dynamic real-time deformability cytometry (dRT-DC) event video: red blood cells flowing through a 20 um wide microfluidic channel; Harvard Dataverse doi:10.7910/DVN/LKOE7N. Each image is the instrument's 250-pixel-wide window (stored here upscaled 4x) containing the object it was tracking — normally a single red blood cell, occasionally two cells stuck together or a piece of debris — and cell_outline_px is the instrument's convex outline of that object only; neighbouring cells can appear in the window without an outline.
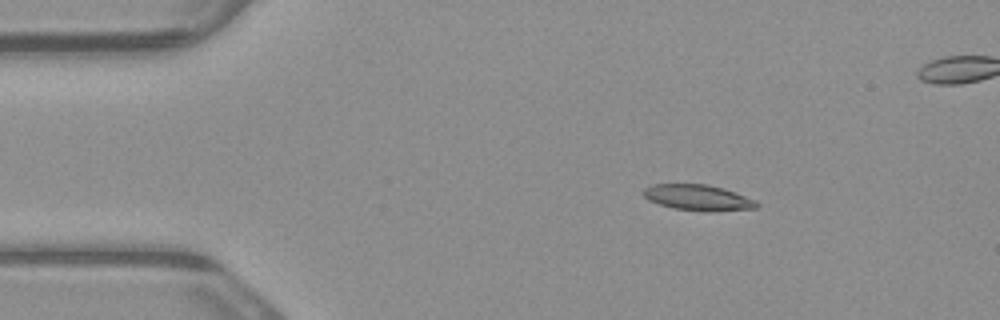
{"species": "common noctule bat (a hibernating species)", "species_latin": "Nyctalus noctula", "temperature_condition": "warm", "stored_images_in_passage": 5, "camera_frame_rate_fps": 3000, "um_per_image_px": 0.085, "animal": {"sex": "male", "body_mass_g": 23.1, "forearm_length_mm": 52.7}, "frame": {"image": 1, "passage_image": 2, "time_ms": 0.333, "image_size_px": [1000, 320], "cell_outline_px": [[760, 204], [756, 208], [712, 212], [704, 212], [676, 208], [660, 204], [648, 200], [644, 196], [644, 188], [652, 184], [708, 184], [724, 188], [756, 200]], "centroid_in_image_um": [59.37, 16.8], "position_along_channel_um": 25.6, "area_um2": 17.11}}